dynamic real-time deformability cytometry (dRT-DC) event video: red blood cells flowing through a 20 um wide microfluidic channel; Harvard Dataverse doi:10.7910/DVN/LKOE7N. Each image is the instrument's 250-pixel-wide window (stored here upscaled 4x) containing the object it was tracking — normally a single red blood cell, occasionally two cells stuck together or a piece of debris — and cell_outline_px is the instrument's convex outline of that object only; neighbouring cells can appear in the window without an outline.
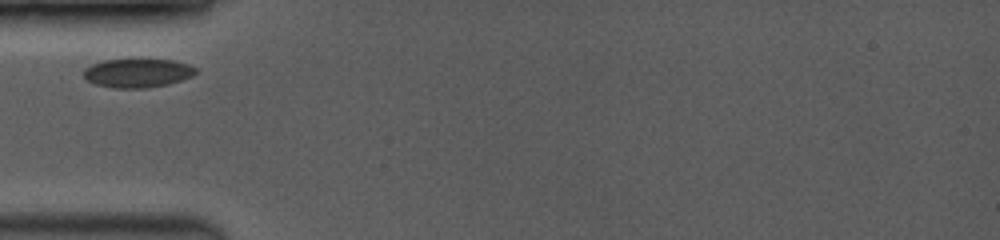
{"species": "common noctule bat (a hibernating species)", "species_latin": "Nyctalus noctula", "temperature_condition": "room temperature", "stored_images_in_passage": 17, "camera_frame_rate_fps": 3500, "um_per_image_px": 0.085, "animal": {"sex": "female", "body_mass_g": 19.0, "forearm_length_mm": 53.3}, "frame": {"image": 1, "passage_image": 1, "time_ms": 0.0, "image_size_px": [1000, 240], "cell_outline_px": [[196, 72], [192, 76], [168, 84], [144, 88], [116, 88], [96, 84], [88, 80], [84, 76], [84, 68], [92, 64], [104, 60], [172, 60], [188, 64], [196, 68]], "centroid_in_image_um": [11.69, 6.21], "position_along_channel_um": 73.3, "area_um2": 18.5}}
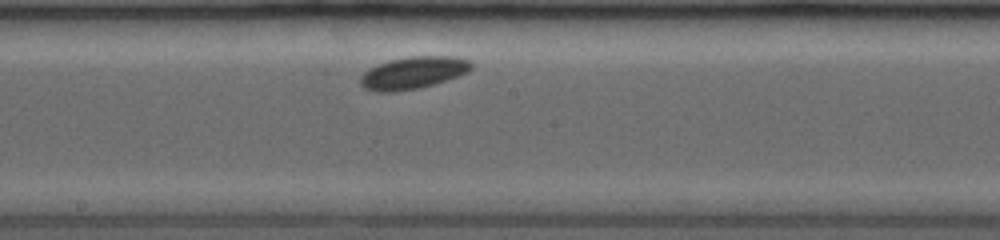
{"frame": {"image": 2, "passage_image": 10, "time_ms": 3.714, "image_size_px": [1000, 240], "cell_outline_px": [[472, 68], [468, 72], [432, 84], [416, 88], [396, 92], [376, 92], [364, 88], [360, 84], [360, 76], [364, 72], [380, 64], [392, 60], [412, 56], [452, 56], [468, 60], [472, 64]], "centroid_in_image_um": [35.1, 6.19], "position_along_channel_um": 213.1, "area_um2": 20.4}}
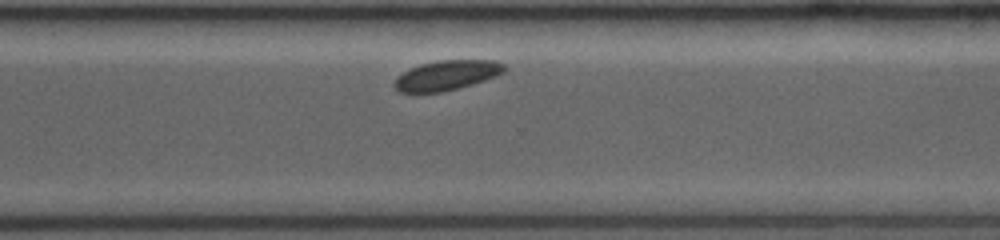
{"frame": {"image": 3, "passage_image": 17, "time_ms": 6.857, "image_size_px": [1000, 240], "cell_outline_px": [[508, 68], [504, 72], [496, 76], [472, 84], [444, 92], [400, 92], [392, 84], [396, 76], [420, 64], [436, 60], [496, 60], [504, 64]], "centroid_in_image_um": [37.99, 6.39], "position_along_channel_um": 332.6, "area_um2": 19.19}}